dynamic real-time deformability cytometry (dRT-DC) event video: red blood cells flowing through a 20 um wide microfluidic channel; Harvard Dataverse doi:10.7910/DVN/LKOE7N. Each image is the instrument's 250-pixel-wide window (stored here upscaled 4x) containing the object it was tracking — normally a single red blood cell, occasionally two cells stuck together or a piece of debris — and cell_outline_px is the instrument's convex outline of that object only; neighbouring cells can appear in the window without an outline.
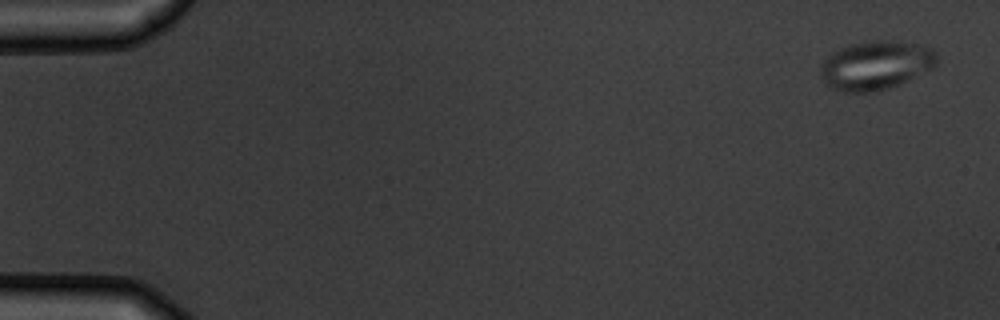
{"species": "common noctule bat (a hibernating species)", "species_latin": "Nyctalus noctula", "temperature_condition": "warm", "stored_images_in_passage": 5, "camera_frame_rate_fps": 3000, "um_per_image_px": 0.085, "animal": {"sex": "male", "body_mass_g": 19.5, "forearm_length_mm": 54.6}, "frame": {"image": 1, "passage_image": 1, "time_ms": 0.0, "image_size_px": [1000, 320], "cell_outline_px": [[936, 64], [932, 68], [900, 84], [876, 92], [844, 92], [828, 88], [820, 76], [820, 68], [824, 60], [828, 56], [840, 48], [852, 44], [876, 40], [892, 40], [916, 44], [928, 48], [936, 52]], "centroid_in_image_um": [74.4, 5.57], "position_along_channel_um": 10.6, "area_um2": 33.06}}